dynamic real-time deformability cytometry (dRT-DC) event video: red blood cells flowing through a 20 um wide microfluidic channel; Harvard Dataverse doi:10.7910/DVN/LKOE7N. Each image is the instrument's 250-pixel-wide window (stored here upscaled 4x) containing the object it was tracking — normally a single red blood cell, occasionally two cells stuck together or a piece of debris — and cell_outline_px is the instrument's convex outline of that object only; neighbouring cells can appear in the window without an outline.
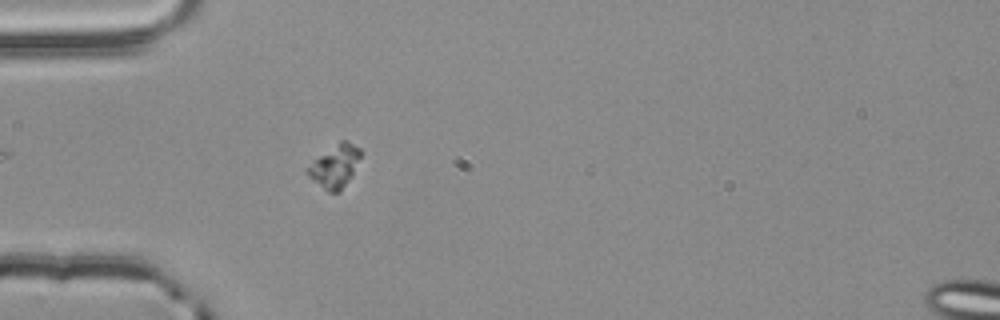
{"species": "common noctule bat (a hibernating species)", "species_latin": "Nyctalus noctula", "temperature_condition": "room temperature", "stored_images_in_passage": 1, "camera_frame_rate_fps": 3000, "um_per_image_px": 0.085, "animal": {"sex": "male", "body_mass_g": 20.4}, "frame": {"image": 1, "passage_image": 1, "time_ms": 0.0, "image_size_px": [1000, 320], "cell_outline_px": [[360, 156], [352, 176], [340, 192], [328, 192], [308, 176], [304, 172], [304, 168], [340, 140], [348, 140], [360, 148]], "centroid_in_image_um": [28.45, 14.13], "position_along_channel_um": 56.6, "area_um2": 13.18}}